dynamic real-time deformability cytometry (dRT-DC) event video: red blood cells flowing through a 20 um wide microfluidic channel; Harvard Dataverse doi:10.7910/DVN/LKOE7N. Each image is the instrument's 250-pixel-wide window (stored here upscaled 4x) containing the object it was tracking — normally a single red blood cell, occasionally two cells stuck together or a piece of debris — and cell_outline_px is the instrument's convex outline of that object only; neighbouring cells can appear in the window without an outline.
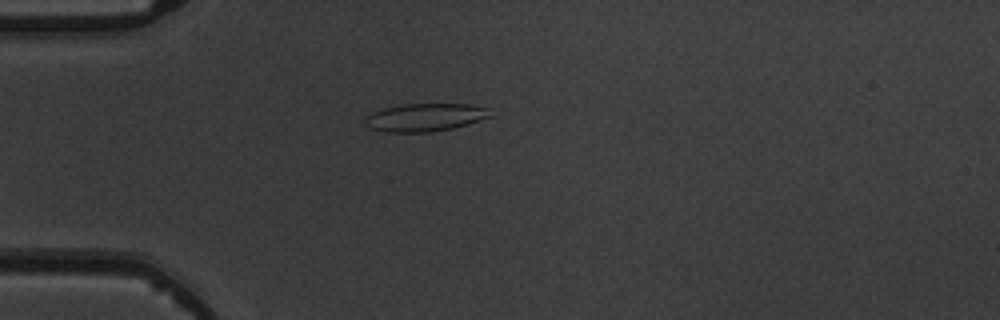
{"species": "common noctule bat (a hibernating species)", "species_latin": "Nyctalus noctula", "temperature_condition": "warm", "stored_images_in_passage": 1, "camera_frame_rate_fps": 3000, "um_per_image_px": 0.085, "animal": {"sex": "male", "body_mass_g": 19.5, "forearm_length_mm": 54.6}, "frame": {"image": 1, "passage_image": 1, "time_ms": 0.0, "image_size_px": [1000, 320], "cell_outline_px": [[496, 116], [452, 128], [432, 132], [384, 132], [368, 128], [364, 124], [364, 116], [372, 112], [384, 108], [400, 104], [472, 104], [488, 108]], "centroid_in_image_um": [36.13, 9.97], "position_along_channel_um": 48.9, "area_um2": 20.81}}